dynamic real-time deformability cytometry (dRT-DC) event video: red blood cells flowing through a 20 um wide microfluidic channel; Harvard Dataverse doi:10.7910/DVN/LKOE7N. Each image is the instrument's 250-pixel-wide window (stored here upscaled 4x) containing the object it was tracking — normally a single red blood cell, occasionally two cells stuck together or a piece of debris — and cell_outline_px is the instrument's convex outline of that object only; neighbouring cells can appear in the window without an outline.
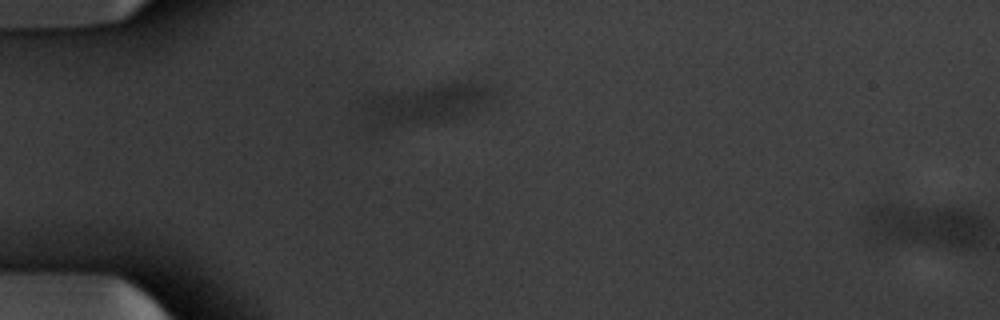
{"species": "common noctule bat (a hibernating species)", "species_latin": "Nyctalus noctula", "temperature_condition": "warm", "stored_images_in_passage": 2, "camera_frame_rate_fps": 3000, "um_per_image_px": 0.085, "animal": {"sex": "male", "body_mass_g": 20.1, "forearm_length_mm": 53.5}, "frame": {"image": 1, "passage_image": 1, "time_ms": 0.0, "image_size_px": [1000, 320], "cell_outline_px": [[500, 96], [488, 108], [464, 116], [444, 120], [384, 128], [372, 128], [360, 108], [360, 100], [372, 92], [468, 80], [496, 84], [500, 88]], "centroid_in_image_um": [36.34, 8.76], "position_along_channel_um": 48.7, "area_um2": 33.35}}